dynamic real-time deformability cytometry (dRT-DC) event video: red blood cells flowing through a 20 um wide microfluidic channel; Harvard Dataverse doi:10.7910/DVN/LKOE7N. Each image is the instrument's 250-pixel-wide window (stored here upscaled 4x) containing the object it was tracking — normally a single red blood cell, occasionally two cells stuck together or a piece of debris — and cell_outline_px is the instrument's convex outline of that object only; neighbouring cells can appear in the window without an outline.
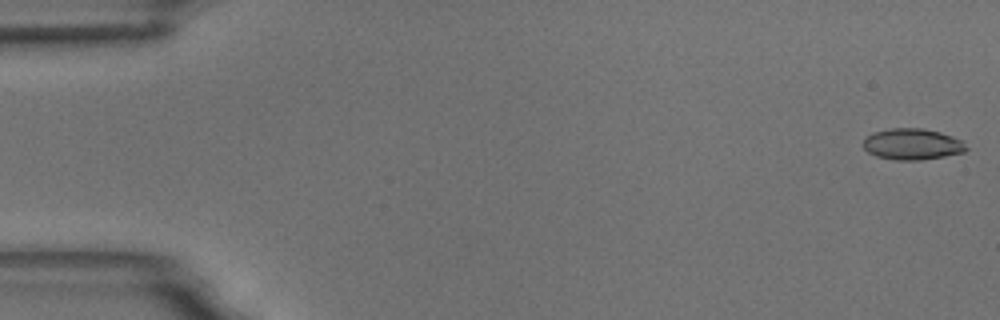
{"species": "common noctule bat (a hibernating species)", "species_latin": "Nyctalus noctula", "temperature_condition": "room temperature", "stored_images_in_passage": 11, "camera_frame_rate_fps": 3000, "um_per_image_px": 0.085, "animal": {"sex": "male", "body_mass_g": 18.8}, "frame": {"image": 1, "passage_image": 1, "time_ms": 0.0, "image_size_px": [1000, 320], "cell_outline_px": [[968, 148], [964, 152], [944, 156], [920, 160], [896, 160], [876, 156], [868, 152], [864, 148], [864, 136], [872, 132], [892, 128], [924, 128], [940, 132], [952, 136], [960, 140]], "centroid_in_image_um": [77.51, 12.24], "position_along_channel_um": 7.5, "area_um2": 18.73}}